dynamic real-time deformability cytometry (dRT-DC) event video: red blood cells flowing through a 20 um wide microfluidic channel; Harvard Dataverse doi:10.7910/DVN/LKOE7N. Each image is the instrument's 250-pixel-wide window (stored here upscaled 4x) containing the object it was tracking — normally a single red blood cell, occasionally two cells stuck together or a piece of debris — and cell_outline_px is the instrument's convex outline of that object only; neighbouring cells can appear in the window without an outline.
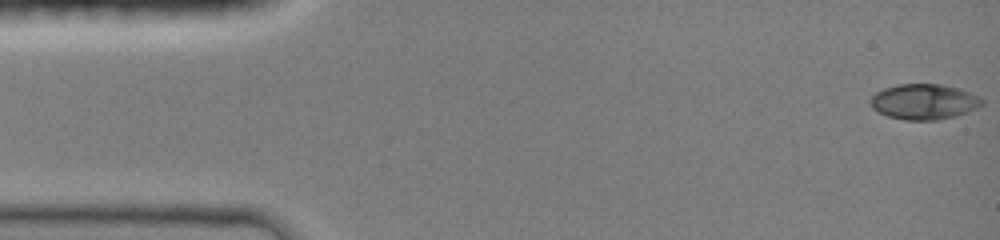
{"species": "common noctule bat (a hibernating species)", "species_latin": "Nyctalus noctula", "temperature_condition": "room temperature", "stored_images_in_passage": 47, "camera_frame_rate_fps": 3000, "um_per_image_px": 0.085, "animal": {"sex": "female", "body_mass_g": 19.0, "forearm_length_mm": 51.5}, "frame": {"image": 1, "passage_image": 1, "time_ms": 0.0, "image_size_px": [1000, 240], "cell_outline_px": [[984, 104], [968, 112], [956, 116], [936, 120], [904, 120], [888, 116], [876, 112], [872, 108], [868, 100], [876, 92], [884, 88], [900, 84], [940, 84], [960, 88], [980, 96], [984, 100]], "centroid_in_image_um": [78.54, 8.65], "position_along_channel_um": 6.5, "area_um2": 23.35}}
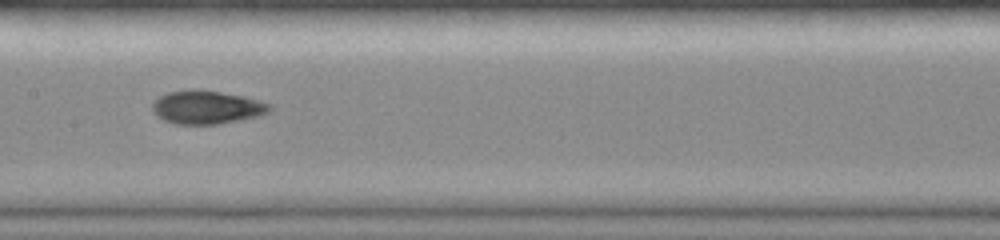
{"frame": {"image": 2, "passage_image": 22, "time_ms": 7.333, "image_size_px": [1000, 240], "cell_outline_px": [[272, 108], [268, 112], [256, 116], [216, 124], [176, 124], [164, 120], [156, 116], [152, 112], [152, 104], [160, 96], [168, 92], [192, 88], [196, 88], [244, 96], [260, 100], [268, 104]], "centroid_in_image_um": [17.52, 9.1], "position_along_channel_um": 189.9, "area_um2": 22.72}}
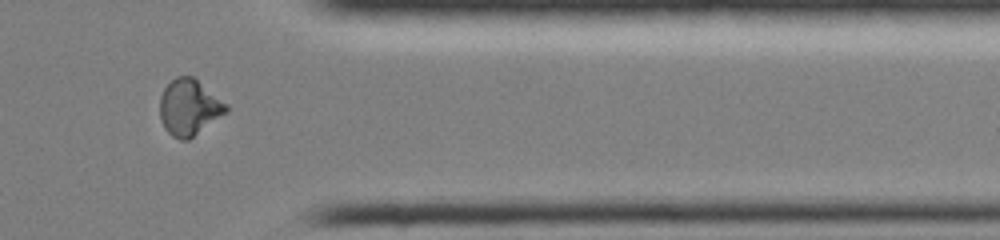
{"frame": {"image": 3, "passage_image": 41, "time_ms": 12.333, "image_size_px": [1000, 240], "cell_outline_px": [[228, 112], [188, 140], [180, 140], [172, 136], [164, 128], [160, 120], [160, 96], [164, 88], [176, 76], [192, 76], [228, 104]], "centroid_in_image_um": [16.08, 9.14], "position_along_channel_um": 395.3, "area_um2": 21.73}, "authors_computed_cell_mechanics": {"area_um2": 22.0218, "velocity_mm_per_s": 4.1679, "shape_relaxation_time_tau1_ms": 8.0826, "shape_relaxation_time_tau2_ms": 1.7484, "deformation_change_tau1": 0.2755, "deformation_change_tau2": 0.0487}}